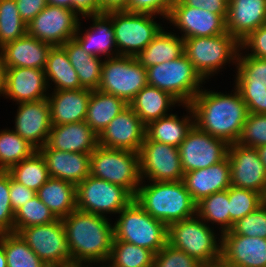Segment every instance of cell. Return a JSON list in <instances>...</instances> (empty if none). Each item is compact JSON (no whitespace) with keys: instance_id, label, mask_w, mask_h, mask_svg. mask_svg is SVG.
Here are the masks:
<instances>
[{"instance_id":"obj_1","label":"cell","mask_w":266,"mask_h":267,"mask_svg":"<svg viewBox=\"0 0 266 267\" xmlns=\"http://www.w3.org/2000/svg\"><path fill=\"white\" fill-rule=\"evenodd\" d=\"M189 106L197 128L228 144L238 141L248 110L236 88L230 94L201 89Z\"/></svg>"},{"instance_id":"obj_2","label":"cell","mask_w":266,"mask_h":267,"mask_svg":"<svg viewBox=\"0 0 266 267\" xmlns=\"http://www.w3.org/2000/svg\"><path fill=\"white\" fill-rule=\"evenodd\" d=\"M102 215L75 209L62 220L72 263H107L114 239L113 223Z\"/></svg>"},{"instance_id":"obj_3","label":"cell","mask_w":266,"mask_h":267,"mask_svg":"<svg viewBox=\"0 0 266 267\" xmlns=\"http://www.w3.org/2000/svg\"><path fill=\"white\" fill-rule=\"evenodd\" d=\"M149 183L141 181L134 200L153 218L168 226L196 215V203L182 180Z\"/></svg>"},{"instance_id":"obj_4","label":"cell","mask_w":266,"mask_h":267,"mask_svg":"<svg viewBox=\"0 0 266 267\" xmlns=\"http://www.w3.org/2000/svg\"><path fill=\"white\" fill-rule=\"evenodd\" d=\"M197 215L168 225L167 244L197 259L205 267L220 263L222 239ZM218 238V239H217Z\"/></svg>"},{"instance_id":"obj_5","label":"cell","mask_w":266,"mask_h":267,"mask_svg":"<svg viewBox=\"0 0 266 267\" xmlns=\"http://www.w3.org/2000/svg\"><path fill=\"white\" fill-rule=\"evenodd\" d=\"M113 241H124L158 253L166 244L168 226L148 214L135 200L118 213Z\"/></svg>"},{"instance_id":"obj_6","label":"cell","mask_w":266,"mask_h":267,"mask_svg":"<svg viewBox=\"0 0 266 267\" xmlns=\"http://www.w3.org/2000/svg\"><path fill=\"white\" fill-rule=\"evenodd\" d=\"M147 84L169 93L180 105L189 104L206 81L184 53L172 61L146 68Z\"/></svg>"},{"instance_id":"obj_7","label":"cell","mask_w":266,"mask_h":267,"mask_svg":"<svg viewBox=\"0 0 266 267\" xmlns=\"http://www.w3.org/2000/svg\"><path fill=\"white\" fill-rule=\"evenodd\" d=\"M184 40V55L204 80L211 78L227 63L236 65L240 43L228 32L212 37Z\"/></svg>"},{"instance_id":"obj_8","label":"cell","mask_w":266,"mask_h":267,"mask_svg":"<svg viewBox=\"0 0 266 267\" xmlns=\"http://www.w3.org/2000/svg\"><path fill=\"white\" fill-rule=\"evenodd\" d=\"M90 175L122 186L135 196L141 183L139 153L97 145L90 154Z\"/></svg>"},{"instance_id":"obj_9","label":"cell","mask_w":266,"mask_h":267,"mask_svg":"<svg viewBox=\"0 0 266 267\" xmlns=\"http://www.w3.org/2000/svg\"><path fill=\"white\" fill-rule=\"evenodd\" d=\"M106 14L112 19L118 56H137L164 28L153 14L127 11Z\"/></svg>"},{"instance_id":"obj_10","label":"cell","mask_w":266,"mask_h":267,"mask_svg":"<svg viewBox=\"0 0 266 267\" xmlns=\"http://www.w3.org/2000/svg\"><path fill=\"white\" fill-rule=\"evenodd\" d=\"M147 85V70L133 56L104 59L99 91L122 98L129 104Z\"/></svg>"},{"instance_id":"obj_11","label":"cell","mask_w":266,"mask_h":267,"mask_svg":"<svg viewBox=\"0 0 266 267\" xmlns=\"http://www.w3.org/2000/svg\"><path fill=\"white\" fill-rule=\"evenodd\" d=\"M77 209L92 214H118L134 196L122 186L89 175L76 186Z\"/></svg>"},{"instance_id":"obj_12","label":"cell","mask_w":266,"mask_h":267,"mask_svg":"<svg viewBox=\"0 0 266 267\" xmlns=\"http://www.w3.org/2000/svg\"><path fill=\"white\" fill-rule=\"evenodd\" d=\"M19 235L48 267H60L72 263L61 219L23 228Z\"/></svg>"},{"instance_id":"obj_13","label":"cell","mask_w":266,"mask_h":267,"mask_svg":"<svg viewBox=\"0 0 266 267\" xmlns=\"http://www.w3.org/2000/svg\"><path fill=\"white\" fill-rule=\"evenodd\" d=\"M141 181H181L184 171L178 147L145 137L139 151Z\"/></svg>"},{"instance_id":"obj_14","label":"cell","mask_w":266,"mask_h":267,"mask_svg":"<svg viewBox=\"0 0 266 267\" xmlns=\"http://www.w3.org/2000/svg\"><path fill=\"white\" fill-rule=\"evenodd\" d=\"M244 54L239 49L234 87L243 98L248 113L266 114V59Z\"/></svg>"},{"instance_id":"obj_15","label":"cell","mask_w":266,"mask_h":267,"mask_svg":"<svg viewBox=\"0 0 266 267\" xmlns=\"http://www.w3.org/2000/svg\"><path fill=\"white\" fill-rule=\"evenodd\" d=\"M78 16L73 10L47 4L27 24V33L52 46H62L73 39L81 18Z\"/></svg>"},{"instance_id":"obj_16","label":"cell","mask_w":266,"mask_h":267,"mask_svg":"<svg viewBox=\"0 0 266 267\" xmlns=\"http://www.w3.org/2000/svg\"><path fill=\"white\" fill-rule=\"evenodd\" d=\"M228 146L225 140L213 137L194 125L178 147L184 173L223 161L228 155Z\"/></svg>"},{"instance_id":"obj_17","label":"cell","mask_w":266,"mask_h":267,"mask_svg":"<svg viewBox=\"0 0 266 267\" xmlns=\"http://www.w3.org/2000/svg\"><path fill=\"white\" fill-rule=\"evenodd\" d=\"M227 156L231 169V185L253 190L265 198L266 168L257 148L232 143L228 146Z\"/></svg>"},{"instance_id":"obj_18","label":"cell","mask_w":266,"mask_h":267,"mask_svg":"<svg viewBox=\"0 0 266 267\" xmlns=\"http://www.w3.org/2000/svg\"><path fill=\"white\" fill-rule=\"evenodd\" d=\"M166 20L182 32L183 39L227 33L226 20L222 16L208 10L186 6L181 0L175 1Z\"/></svg>"},{"instance_id":"obj_19","label":"cell","mask_w":266,"mask_h":267,"mask_svg":"<svg viewBox=\"0 0 266 267\" xmlns=\"http://www.w3.org/2000/svg\"><path fill=\"white\" fill-rule=\"evenodd\" d=\"M146 125L128 105L98 135V145L139 153Z\"/></svg>"},{"instance_id":"obj_20","label":"cell","mask_w":266,"mask_h":267,"mask_svg":"<svg viewBox=\"0 0 266 267\" xmlns=\"http://www.w3.org/2000/svg\"><path fill=\"white\" fill-rule=\"evenodd\" d=\"M221 260L226 267H266V239L236 235L231 230L221 234Z\"/></svg>"},{"instance_id":"obj_21","label":"cell","mask_w":266,"mask_h":267,"mask_svg":"<svg viewBox=\"0 0 266 267\" xmlns=\"http://www.w3.org/2000/svg\"><path fill=\"white\" fill-rule=\"evenodd\" d=\"M18 105L13 130L38 150L46 144L52 128L49 102L46 98Z\"/></svg>"},{"instance_id":"obj_22","label":"cell","mask_w":266,"mask_h":267,"mask_svg":"<svg viewBox=\"0 0 266 267\" xmlns=\"http://www.w3.org/2000/svg\"><path fill=\"white\" fill-rule=\"evenodd\" d=\"M48 91V92H47ZM48 84L43 69L13 67L6 70L3 96L16 104L46 99Z\"/></svg>"},{"instance_id":"obj_23","label":"cell","mask_w":266,"mask_h":267,"mask_svg":"<svg viewBox=\"0 0 266 267\" xmlns=\"http://www.w3.org/2000/svg\"><path fill=\"white\" fill-rule=\"evenodd\" d=\"M83 18L92 19L93 25L82 32L81 22H79L73 39L92 56H105V59L117 57L118 50L112 19L106 13L84 16Z\"/></svg>"},{"instance_id":"obj_24","label":"cell","mask_w":266,"mask_h":267,"mask_svg":"<svg viewBox=\"0 0 266 267\" xmlns=\"http://www.w3.org/2000/svg\"><path fill=\"white\" fill-rule=\"evenodd\" d=\"M182 181L195 203L213 193L227 190L231 187L228 156L223 161L207 168L184 173Z\"/></svg>"},{"instance_id":"obj_25","label":"cell","mask_w":266,"mask_h":267,"mask_svg":"<svg viewBox=\"0 0 266 267\" xmlns=\"http://www.w3.org/2000/svg\"><path fill=\"white\" fill-rule=\"evenodd\" d=\"M97 145V134L85 121H81L52 126L46 144L39 149L91 154Z\"/></svg>"},{"instance_id":"obj_26","label":"cell","mask_w":266,"mask_h":267,"mask_svg":"<svg viewBox=\"0 0 266 267\" xmlns=\"http://www.w3.org/2000/svg\"><path fill=\"white\" fill-rule=\"evenodd\" d=\"M266 24V0H229L226 30L239 43Z\"/></svg>"},{"instance_id":"obj_27","label":"cell","mask_w":266,"mask_h":267,"mask_svg":"<svg viewBox=\"0 0 266 267\" xmlns=\"http://www.w3.org/2000/svg\"><path fill=\"white\" fill-rule=\"evenodd\" d=\"M44 158L50 177L78 185L90 175V154L64 152L58 149H38Z\"/></svg>"},{"instance_id":"obj_28","label":"cell","mask_w":266,"mask_h":267,"mask_svg":"<svg viewBox=\"0 0 266 267\" xmlns=\"http://www.w3.org/2000/svg\"><path fill=\"white\" fill-rule=\"evenodd\" d=\"M51 47L52 45L26 33L1 47L0 53L6 68L25 67L44 70Z\"/></svg>"},{"instance_id":"obj_29","label":"cell","mask_w":266,"mask_h":267,"mask_svg":"<svg viewBox=\"0 0 266 267\" xmlns=\"http://www.w3.org/2000/svg\"><path fill=\"white\" fill-rule=\"evenodd\" d=\"M92 90H58L49 93L52 126L85 121Z\"/></svg>"},{"instance_id":"obj_30","label":"cell","mask_w":266,"mask_h":267,"mask_svg":"<svg viewBox=\"0 0 266 267\" xmlns=\"http://www.w3.org/2000/svg\"><path fill=\"white\" fill-rule=\"evenodd\" d=\"M181 106H185L184 108L188 110L185 117L183 115L181 118L177 114L171 113L154 120L146 126V136L152 141L179 147L194 126V115L191 107L189 104ZM188 114L190 115L188 116Z\"/></svg>"},{"instance_id":"obj_31","label":"cell","mask_w":266,"mask_h":267,"mask_svg":"<svg viewBox=\"0 0 266 267\" xmlns=\"http://www.w3.org/2000/svg\"><path fill=\"white\" fill-rule=\"evenodd\" d=\"M180 103L169 93L161 89L146 85L138 92L129 106L147 126L150 122L169 115L168 111Z\"/></svg>"},{"instance_id":"obj_32","label":"cell","mask_w":266,"mask_h":267,"mask_svg":"<svg viewBox=\"0 0 266 267\" xmlns=\"http://www.w3.org/2000/svg\"><path fill=\"white\" fill-rule=\"evenodd\" d=\"M36 195L58 219L77 209L76 185L59 178L50 177Z\"/></svg>"},{"instance_id":"obj_33","label":"cell","mask_w":266,"mask_h":267,"mask_svg":"<svg viewBox=\"0 0 266 267\" xmlns=\"http://www.w3.org/2000/svg\"><path fill=\"white\" fill-rule=\"evenodd\" d=\"M161 29L155 38L135 58L145 67L179 58L184 52V40L176 33Z\"/></svg>"},{"instance_id":"obj_34","label":"cell","mask_w":266,"mask_h":267,"mask_svg":"<svg viewBox=\"0 0 266 267\" xmlns=\"http://www.w3.org/2000/svg\"><path fill=\"white\" fill-rule=\"evenodd\" d=\"M128 105L122 98L94 90L89 99L85 122L98 136Z\"/></svg>"},{"instance_id":"obj_35","label":"cell","mask_w":266,"mask_h":267,"mask_svg":"<svg viewBox=\"0 0 266 267\" xmlns=\"http://www.w3.org/2000/svg\"><path fill=\"white\" fill-rule=\"evenodd\" d=\"M69 61L75 69L83 89L97 90L101 80V69L104 60L92 56L74 40H68L62 45Z\"/></svg>"},{"instance_id":"obj_36","label":"cell","mask_w":266,"mask_h":267,"mask_svg":"<svg viewBox=\"0 0 266 267\" xmlns=\"http://www.w3.org/2000/svg\"><path fill=\"white\" fill-rule=\"evenodd\" d=\"M48 88L53 84V91L81 89L78 75L71 65L62 46H52L44 69ZM51 81V83H50Z\"/></svg>"},{"instance_id":"obj_37","label":"cell","mask_w":266,"mask_h":267,"mask_svg":"<svg viewBox=\"0 0 266 267\" xmlns=\"http://www.w3.org/2000/svg\"><path fill=\"white\" fill-rule=\"evenodd\" d=\"M196 215L209 225L217 224L221 234L230 231L229 188L197 202Z\"/></svg>"},{"instance_id":"obj_38","label":"cell","mask_w":266,"mask_h":267,"mask_svg":"<svg viewBox=\"0 0 266 267\" xmlns=\"http://www.w3.org/2000/svg\"><path fill=\"white\" fill-rule=\"evenodd\" d=\"M37 149L12 129L0 131V170L8 171L12 166L31 157Z\"/></svg>"},{"instance_id":"obj_39","label":"cell","mask_w":266,"mask_h":267,"mask_svg":"<svg viewBox=\"0 0 266 267\" xmlns=\"http://www.w3.org/2000/svg\"><path fill=\"white\" fill-rule=\"evenodd\" d=\"M0 243L4 246L8 267H48L19 233H1Z\"/></svg>"},{"instance_id":"obj_40","label":"cell","mask_w":266,"mask_h":267,"mask_svg":"<svg viewBox=\"0 0 266 267\" xmlns=\"http://www.w3.org/2000/svg\"><path fill=\"white\" fill-rule=\"evenodd\" d=\"M8 172L15 181L35 192L50 178L45 160L38 151L12 166Z\"/></svg>"},{"instance_id":"obj_41","label":"cell","mask_w":266,"mask_h":267,"mask_svg":"<svg viewBox=\"0 0 266 267\" xmlns=\"http://www.w3.org/2000/svg\"><path fill=\"white\" fill-rule=\"evenodd\" d=\"M155 254L147 248L113 241L107 264L110 267H153Z\"/></svg>"},{"instance_id":"obj_42","label":"cell","mask_w":266,"mask_h":267,"mask_svg":"<svg viewBox=\"0 0 266 267\" xmlns=\"http://www.w3.org/2000/svg\"><path fill=\"white\" fill-rule=\"evenodd\" d=\"M27 33V24L21 19L16 0H0V48Z\"/></svg>"},{"instance_id":"obj_43","label":"cell","mask_w":266,"mask_h":267,"mask_svg":"<svg viewBox=\"0 0 266 267\" xmlns=\"http://www.w3.org/2000/svg\"><path fill=\"white\" fill-rule=\"evenodd\" d=\"M56 219L50 209L34 195L14 212V232L19 233L23 228L48 224Z\"/></svg>"},{"instance_id":"obj_44","label":"cell","mask_w":266,"mask_h":267,"mask_svg":"<svg viewBox=\"0 0 266 267\" xmlns=\"http://www.w3.org/2000/svg\"><path fill=\"white\" fill-rule=\"evenodd\" d=\"M264 202V197L260 193L231 185L229 188L230 230L235 222L255 211Z\"/></svg>"},{"instance_id":"obj_45","label":"cell","mask_w":266,"mask_h":267,"mask_svg":"<svg viewBox=\"0 0 266 267\" xmlns=\"http://www.w3.org/2000/svg\"><path fill=\"white\" fill-rule=\"evenodd\" d=\"M236 143L253 148L266 145V114L248 113Z\"/></svg>"},{"instance_id":"obj_46","label":"cell","mask_w":266,"mask_h":267,"mask_svg":"<svg viewBox=\"0 0 266 267\" xmlns=\"http://www.w3.org/2000/svg\"><path fill=\"white\" fill-rule=\"evenodd\" d=\"M231 231L236 235L266 239V203L235 222Z\"/></svg>"},{"instance_id":"obj_47","label":"cell","mask_w":266,"mask_h":267,"mask_svg":"<svg viewBox=\"0 0 266 267\" xmlns=\"http://www.w3.org/2000/svg\"><path fill=\"white\" fill-rule=\"evenodd\" d=\"M153 267H205L187 253L166 244L154 256Z\"/></svg>"},{"instance_id":"obj_48","label":"cell","mask_w":266,"mask_h":267,"mask_svg":"<svg viewBox=\"0 0 266 267\" xmlns=\"http://www.w3.org/2000/svg\"><path fill=\"white\" fill-rule=\"evenodd\" d=\"M9 194V172L0 170V234L14 232V211Z\"/></svg>"},{"instance_id":"obj_49","label":"cell","mask_w":266,"mask_h":267,"mask_svg":"<svg viewBox=\"0 0 266 267\" xmlns=\"http://www.w3.org/2000/svg\"><path fill=\"white\" fill-rule=\"evenodd\" d=\"M176 0H128L127 12L160 15L167 19Z\"/></svg>"},{"instance_id":"obj_50","label":"cell","mask_w":266,"mask_h":267,"mask_svg":"<svg viewBox=\"0 0 266 267\" xmlns=\"http://www.w3.org/2000/svg\"><path fill=\"white\" fill-rule=\"evenodd\" d=\"M245 49L246 55L266 59V24L257 28L240 42V50Z\"/></svg>"},{"instance_id":"obj_51","label":"cell","mask_w":266,"mask_h":267,"mask_svg":"<svg viewBox=\"0 0 266 267\" xmlns=\"http://www.w3.org/2000/svg\"><path fill=\"white\" fill-rule=\"evenodd\" d=\"M9 197L12 210L15 212L19 207L31 200L36 192L23 184L15 181L9 174Z\"/></svg>"},{"instance_id":"obj_52","label":"cell","mask_w":266,"mask_h":267,"mask_svg":"<svg viewBox=\"0 0 266 267\" xmlns=\"http://www.w3.org/2000/svg\"><path fill=\"white\" fill-rule=\"evenodd\" d=\"M186 6L208 10L222 16L225 20L228 13L229 0H181Z\"/></svg>"},{"instance_id":"obj_53","label":"cell","mask_w":266,"mask_h":267,"mask_svg":"<svg viewBox=\"0 0 266 267\" xmlns=\"http://www.w3.org/2000/svg\"><path fill=\"white\" fill-rule=\"evenodd\" d=\"M21 19L30 23L46 6V0H16Z\"/></svg>"},{"instance_id":"obj_54","label":"cell","mask_w":266,"mask_h":267,"mask_svg":"<svg viewBox=\"0 0 266 267\" xmlns=\"http://www.w3.org/2000/svg\"><path fill=\"white\" fill-rule=\"evenodd\" d=\"M72 10L79 17L100 14V0H72Z\"/></svg>"},{"instance_id":"obj_55","label":"cell","mask_w":266,"mask_h":267,"mask_svg":"<svg viewBox=\"0 0 266 267\" xmlns=\"http://www.w3.org/2000/svg\"><path fill=\"white\" fill-rule=\"evenodd\" d=\"M128 0H100V14L112 11H127Z\"/></svg>"},{"instance_id":"obj_56","label":"cell","mask_w":266,"mask_h":267,"mask_svg":"<svg viewBox=\"0 0 266 267\" xmlns=\"http://www.w3.org/2000/svg\"><path fill=\"white\" fill-rule=\"evenodd\" d=\"M6 64L4 59L0 53V96L4 94L5 86H6Z\"/></svg>"},{"instance_id":"obj_57","label":"cell","mask_w":266,"mask_h":267,"mask_svg":"<svg viewBox=\"0 0 266 267\" xmlns=\"http://www.w3.org/2000/svg\"><path fill=\"white\" fill-rule=\"evenodd\" d=\"M46 2L52 6H59L72 10V0H46Z\"/></svg>"},{"instance_id":"obj_58","label":"cell","mask_w":266,"mask_h":267,"mask_svg":"<svg viewBox=\"0 0 266 267\" xmlns=\"http://www.w3.org/2000/svg\"><path fill=\"white\" fill-rule=\"evenodd\" d=\"M0 267H8L4 246L1 243H0Z\"/></svg>"},{"instance_id":"obj_59","label":"cell","mask_w":266,"mask_h":267,"mask_svg":"<svg viewBox=\"0 0 266 267\" xmlns=\"http://www.w3.org/2000/svg\"><path fill=\"white\" fill-rule=\"evenodd\" d=\"M257 150L259 152V156L262 160V163L264 164V166L266 168V145H262V146L258 147Z\"/></svg>"},{"instance_id":"obj_60","label":"cell","mask_w":266,"mask_h":267,"mask_svg":"<svg viewBox=\"0 0 266 267\" xmlns=\"http://www.w3.org/2000/svg\"><path fill=\"white\" fill-rule=\"evenodd\" d=\"M60 267H87V264H81V263H70L67 265H63Z\"/></svg>"},{"instance_id":"obj_61","label":"cell","mask_w":266,"mask_h":267,"mask_svg":"<svg viewBox=\"0 0 266 267\" xmlns=\"http://www.w3.org/2000/svg\"><path fill=\"white\" fill-rule=\"evenodd\" d=\"M93 265H96L97 267L99 266L98 263L97 264H87V267H94ZM99 267H110L107 263H100Z\"/></svg>"},{"instance_id":"obj_62","label":"cell","mask_w":266,"mask_h":267,"mask_svg":"<svg viewBox=\"0 0 266 267\" xmlns=\"http://www.w3.org/2000/svg\"><path fill=\"white\" fill-rule=\"evenodd\" d=\"M206 267H226V266L222 265L221 263H217V264L206 266Z\"/></svg>"}]
</instances>
